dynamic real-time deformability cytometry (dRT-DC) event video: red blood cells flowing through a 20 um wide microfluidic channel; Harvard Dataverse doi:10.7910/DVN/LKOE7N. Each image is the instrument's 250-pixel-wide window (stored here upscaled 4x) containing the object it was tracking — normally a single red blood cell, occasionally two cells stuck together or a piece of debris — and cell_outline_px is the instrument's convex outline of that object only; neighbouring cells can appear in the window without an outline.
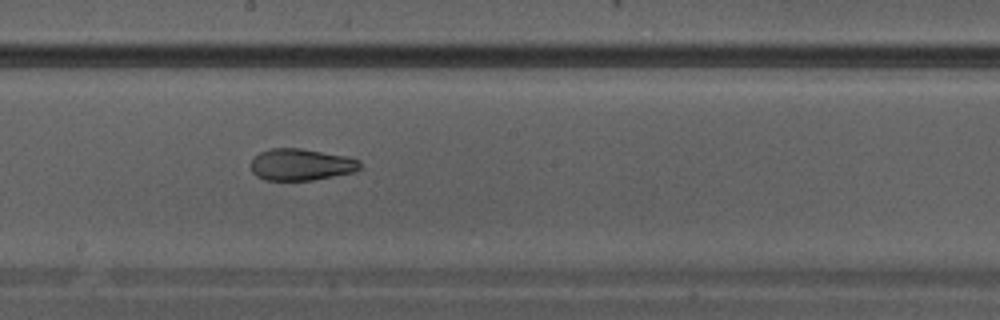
{"species": "Egyptian fruit bat (a non-hibernating species)", "species_latin": "Rousettus aegyptiacus", "temperature_condition": "warm", "stored_images_in_passage": 14, "camera_frame_rate_fps": 3000, "um_per_image_px": 0.085, "animal": {"sex": "male"}, "frame": {"image": 1, "passage_image": 14, "time_ms": 4.333, "image_size_px": [1000, 320], "cell_outline_px": [[360, 168], [356, 172], [312, 180], [264, 180], [256, 176], [252, 172], [252, 160], [260, 152], [272, 148], [300, 148], [348, 156], [360, 160]], "centroid_in_image_um": [25.62, 13.99], "position_along_channel_um": 222.6, "area_um2": 20.23}}